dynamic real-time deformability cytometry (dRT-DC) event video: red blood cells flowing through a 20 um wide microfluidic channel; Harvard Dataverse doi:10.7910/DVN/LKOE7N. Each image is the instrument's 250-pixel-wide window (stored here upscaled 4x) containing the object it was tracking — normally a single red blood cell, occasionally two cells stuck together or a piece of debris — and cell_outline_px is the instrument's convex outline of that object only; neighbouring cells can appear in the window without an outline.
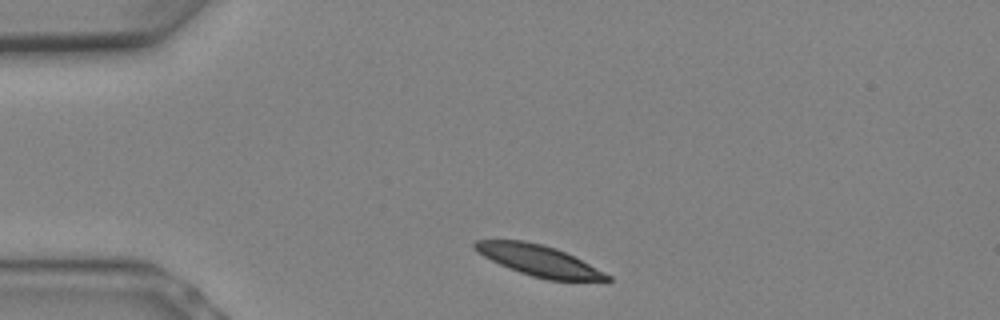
{"species": "Egyptian fruit bat (a non-hibernating species)", "species_latin": "Rousettus aegyptiacus", "temperature_condition": "warm", "stored_images_in_passage": 4, "camera_frame_rate_fps": 3000, "um_per_image_px": 0.085, "animal": {"sex": "female"}, "frame": {"image": 1, "passage_image": 1, "time_ms": 0.0, "image_size_px": [1000, 320], "cell_outline_px": [[612, 280], [608, 284], [548, 280], [532, 276], [508, 268], [476, 252], [472, 248], [472, 244], [476, 240], [524, 240], [544, 244], [556, 248], [612, 276]], "centroid_in_image_um": [45.9, 22.2], "position_along_channel_um": 39.1, "area_um2": 24.51}}
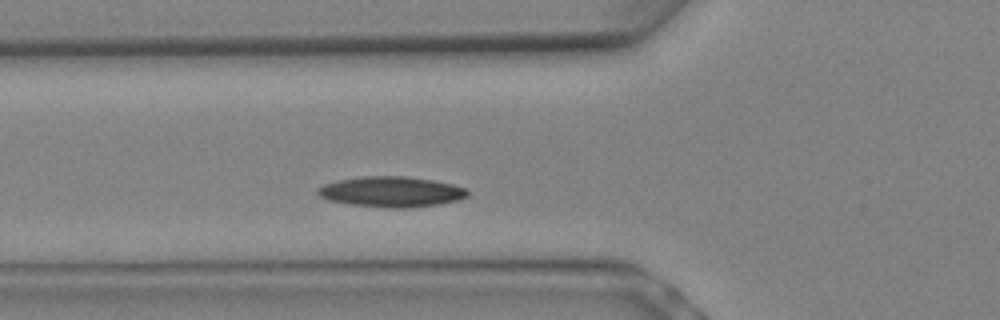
{"frame": {"image": 2, "passage_image": 4, "time_ms": 1.0, "image_size_px": [1000, 320], "cell_outline_px": [[468, 196], [460, 200], [440, 204], [408, 208], [388, 208], [352, 204], [328, 200], [320, 196], [316, 192], [316, 188], [324, 184], [336, 180], [364, 176], [408, 176], [432, 180], [452, 184], [468, 188]], "centroid_in_image_um": [33.28, 16.3], "position_along_channel_um": 92.5, "area_um2": 26.82}}